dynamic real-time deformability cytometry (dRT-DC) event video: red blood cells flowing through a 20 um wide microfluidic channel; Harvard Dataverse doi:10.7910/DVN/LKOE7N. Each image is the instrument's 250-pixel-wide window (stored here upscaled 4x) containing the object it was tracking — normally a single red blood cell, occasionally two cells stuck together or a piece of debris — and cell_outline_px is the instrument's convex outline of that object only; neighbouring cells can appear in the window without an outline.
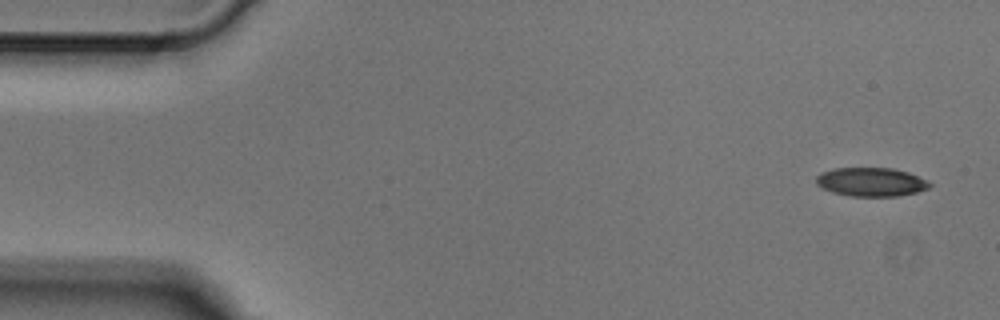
{"species": "Egyptian fruit bat (a non-hibernating species)", "species_latin": "Rousettus aegyptiacus", "temperature_condition": "cold", "stored_images_in_passage": 4, "camera_frame_rate_fps": 3000, "um_per_image_px": 0.085, "animal": {"sex": "male"}, "frame": {"image": 1, "passage_image": 1, "time_ms": 0.0, "image_size_px": [1000, 320], "cell_outline_px": [[932, 184], [928, 188], [916, 192], [900, 196], [848, 196], [832, 192], [816, 184], [816, 176], [820, 172], [832, 168], [892, 168], [908, 172], [928, 180]], "centroid_in_image_um": [74.03, 15.46], "position_along_channel_um": 11.0, "area_um2": 19.13}}
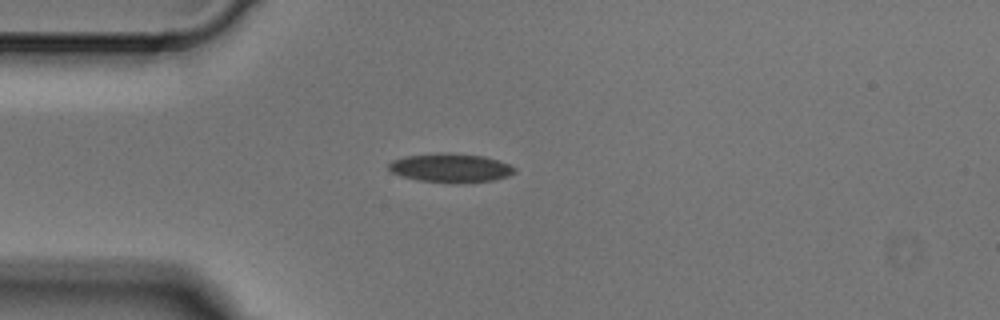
{"frame": {"image": 2, "passage_image": 3, "time_ms": 0.667, "image_size_px": [1000, 320], "cell_outline_px": [[516, 172], [508, 176], [492, 180], [456, 184], [452, 184], [416, 180], [400, 176], [392, 172], [388, 168], [388, 164], [392, 160], [404, 156], [444, 152], [452, 152], [484, 156], [508, 164], [516, 168]], "centroid_in_image_um": [38.27, 14.28], "position_along_channel_um": 46.7, "area_um2": 21.56}}